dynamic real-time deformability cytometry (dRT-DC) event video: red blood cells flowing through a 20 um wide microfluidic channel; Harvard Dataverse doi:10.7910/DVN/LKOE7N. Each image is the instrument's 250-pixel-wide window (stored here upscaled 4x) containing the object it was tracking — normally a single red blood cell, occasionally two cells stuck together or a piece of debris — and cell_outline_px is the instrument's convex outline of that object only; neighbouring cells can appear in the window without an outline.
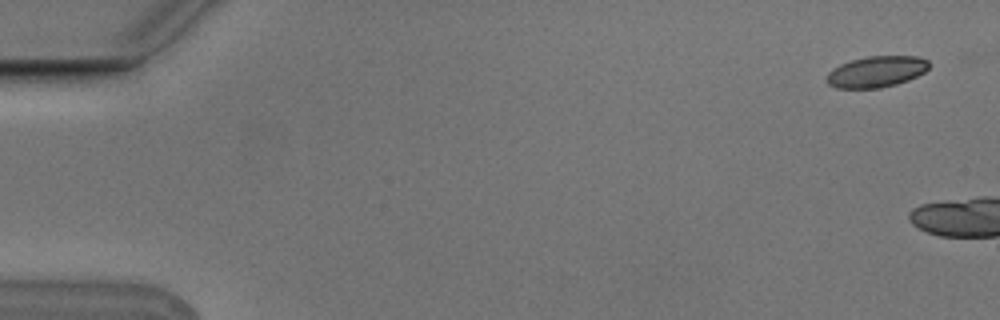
{"species": "Egyptian fruit bat (a non-hibernating species)", "species_latin": "Rousettus aegyptiacus", "temperature_condition": "cold", "stored_images_in_passage": 8, "camera_frame_rate_fps": 3000, "um_per_image_px": 0.085, "animal": {"sex": "male"}, "frame": {"image": 1, "passage_image": 1, "time_ms": 0.0, "image_size_px": [1000, 320], "cell_outline_px": [[932, 64], [924, 72], [908, 80], [896, 84], [880, 88], [836, 88], [828, 84], [824, 80], [828, 72], [840, 64], [852, 60], [868, 56], [916, 56], [928, 60]], "centroid_in_image_um": [74.48, 6.09], "position_along_channel_um": 10.5, "area_um2": 18.67}}
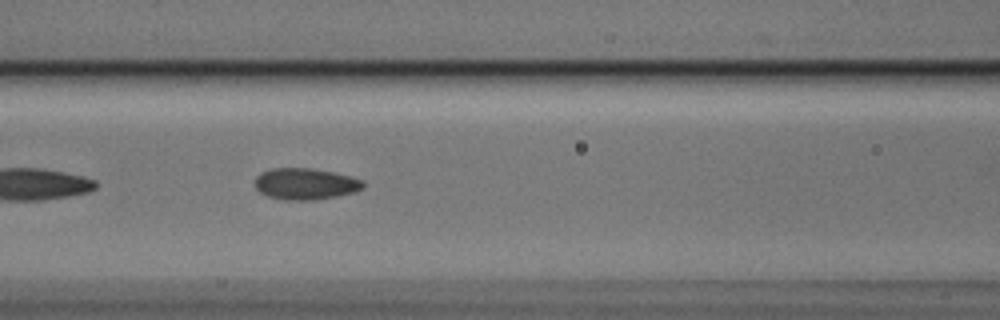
{"frame": {"image": 2, "passage_image": 8, "time_ms": 2.333, "image_size_px": [1000, 320], "cell_outline_px": [[364, 188], [352, 192], [336, 196], [312, 200], [284, 200], [268, 196], [260, 192], [256, 188], [256, 176], [260, 172], [268, 168], [312, 168], [332, 172], [364, 180]], "centroid_in_image_um": [25.93, 15.62], "position_along_channel_um": 140.7, "area_um2": 19.77}}